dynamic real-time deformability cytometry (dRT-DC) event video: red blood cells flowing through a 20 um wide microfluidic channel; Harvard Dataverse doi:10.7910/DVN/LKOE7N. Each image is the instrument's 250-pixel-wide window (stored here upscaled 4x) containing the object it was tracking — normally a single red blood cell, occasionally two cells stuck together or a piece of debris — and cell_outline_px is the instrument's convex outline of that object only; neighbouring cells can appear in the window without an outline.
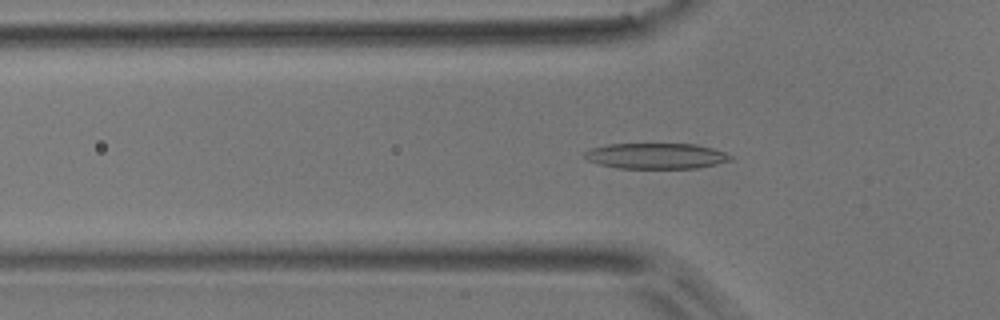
{"species": "common noctule bat (a hibernating species)", "species_latin": "Nyctalus noctula", "temperature_condition": "room temperature", "stored_images_in_passage": 50, "camera_frame_rate_fps": 3000, "um_per_image_px": 0.085, "animal": {"sex": "male", "body_mass_g": 17.9}, "frame": {"image": 1, "passage_image": 16, "time_ms": 5.0, "image_size_px": [1000, 320], "cell_outline_px": [[732, 160], [716, 164], [696, 168], [616, 168], [600, 164], [588, 160], [584, 156], [584, 152], [592, 148], [608, 144], [696, 144], [712, 148], [724, 152], [732, 156]], "centroid_in_image_um": [55.78, 13.25], "position_along_channel_um": 70.0, "area_um2": 21.73}}
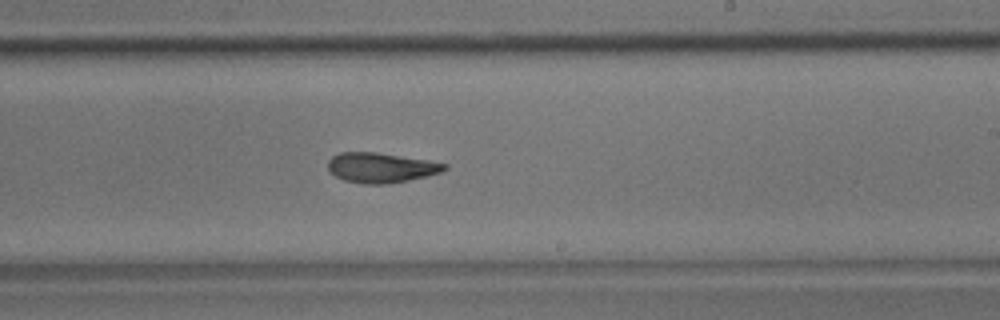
{"frame": {"image": 2, "passage_image": 30, "time_ms": 9.667, "image_size_px": [1000, 320], "cell_outline_px": [[448, 168], [440, 172], [428, 176], [388, 184], [364, 184], [344, 180], [336, 176], [328, 168], [328, 160], [332, 156], [340, 152], [376, 152], [428, 160], [448, 164]], "centroid_in_image_um": [32.39, 14.25], "position_along_channel_um": 256.6, "area_um2": 20.35}}
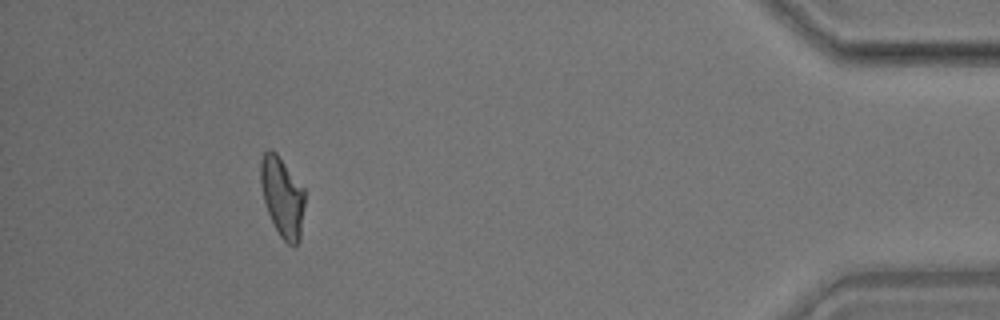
{"frame": {"image": 3, "passage_image": 46, "time_ms": 15.0, "image_size_px": [1000, 320], "cell_outline_px": [[304, 204], [300, 240], [292, 248], [280, 236], [268, 212], [264, 200], [260, 184], [260, 160], [264, 152], [268, 148], [276, 152], [304, 188]], "centroid_in_image_um": [23.99, 16.72], "position_along_channel_um": 411.2, "area_um2": 20.52}, "authors_computed_cell_mechanics": {"area_um2": 20.7213, "velocity_mm_per_s": 3.9804, "shape_relaxation_time_tau1_ms": 5.8594, "shape_relaxation_time_tau2_ms": 2.5951, "deformation_change_tau1": 0.1851, "deformation_change_tau2": 0.112}}